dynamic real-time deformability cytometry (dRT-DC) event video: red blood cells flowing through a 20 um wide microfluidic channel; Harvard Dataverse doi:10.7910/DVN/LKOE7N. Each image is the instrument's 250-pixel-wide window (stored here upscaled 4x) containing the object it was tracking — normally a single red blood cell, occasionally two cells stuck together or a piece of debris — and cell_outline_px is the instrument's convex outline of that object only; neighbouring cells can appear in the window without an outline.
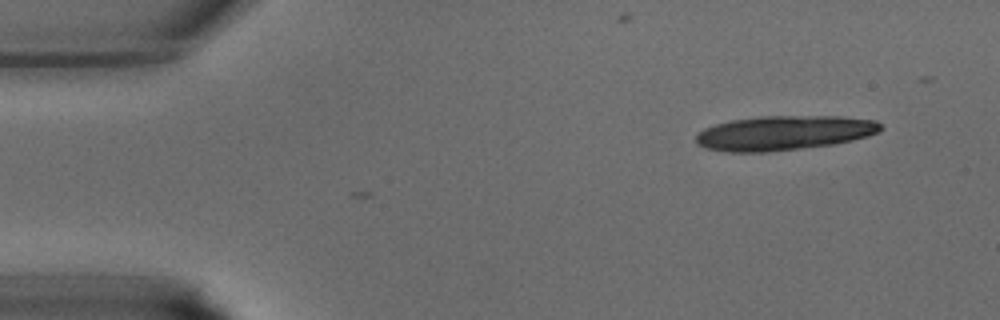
{"species": "common noctule bat (a hibernating species)", "species_latin": "Nyctalus noctula", "temperature_condition": "warm", "stored_images_in_passage": 3, "camera_frame_rate_fps": 3000, "um_per_image_px": 0.085, "animal": {"sex": "male", "body_mass_g": 15.6}, "frame": {"image": 1, "passage_image": 1, "time_ms": 0.0, "image_size_px": [1000, 320], "cell_outline_px": [[884, 128], [880, 132], [868, 136], [852, 140], [832, 144], [768, 152], [728, 152], [708, 148], [696, 144], [696, 136], [704, 128], [716, 124], [732, 120], [760, 116], [840, 116], [876, 120]], "centroid_in_image_um": [66.67, 11.29], "position_along_channel_um": 18.3, "area_um2": 37.11}}